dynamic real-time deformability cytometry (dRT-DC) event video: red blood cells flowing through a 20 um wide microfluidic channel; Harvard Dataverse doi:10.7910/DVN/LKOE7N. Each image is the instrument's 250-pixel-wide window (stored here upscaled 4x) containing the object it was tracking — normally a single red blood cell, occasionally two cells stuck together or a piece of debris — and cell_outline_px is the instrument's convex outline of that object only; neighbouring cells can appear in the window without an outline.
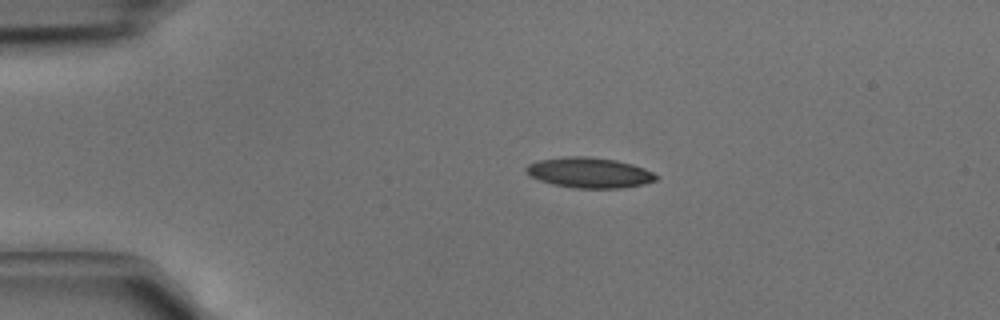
{"species": "common noctule bat (a hibernating species)", "species_latin": "Nyctalus noctula", "temperature_condition": "cold", "stored_images_in_passage": 4, "camera_frame_rate_fps": 3000, "um_per_image_px": 0.085, "animal": {"sex": "male", "body_mass_g": 15.6}, "frame": {"image": 1, "passage_image": 3, "time_ms": 0.667, "image_size_px": [1000, 320], "cell_outline_px": [[660, 176], [656, 180], [644, 184], [620, 188], [572, 188], [540, 180], [524, 172], [524, 168], [528, 164], [540, 160], [564, 156], [588, 156], [616, 160], [632, 164], [644, 168]], "centroid_in_image_um": [50.1, 14.67], "position_along_channel_um": 34.9, "area_um2": 23.0}}